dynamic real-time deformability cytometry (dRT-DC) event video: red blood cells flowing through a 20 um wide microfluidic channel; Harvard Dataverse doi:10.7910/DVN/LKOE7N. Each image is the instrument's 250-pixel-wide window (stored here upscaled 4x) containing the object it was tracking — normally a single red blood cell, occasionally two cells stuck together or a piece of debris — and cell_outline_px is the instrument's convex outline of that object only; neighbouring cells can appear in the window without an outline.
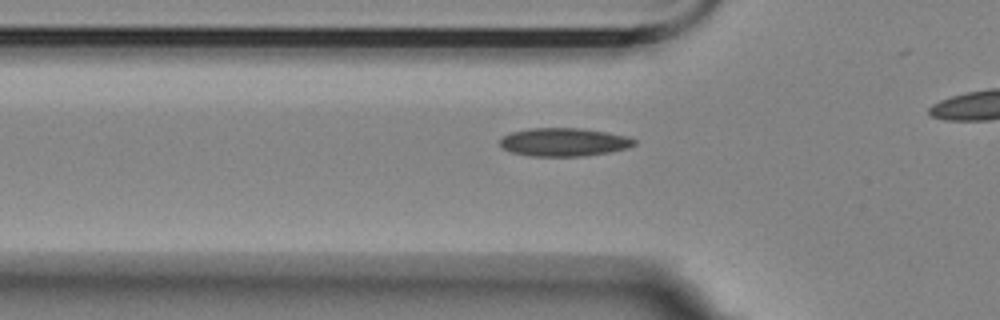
{"species": "Egyptian fruit bat (a non-hibernating species)", "species_latin": "Rousettus aegyptiacus", "temperature_condition": "room temperature", "stored_images_in_passage": 32, "camera_frame_rate_fps": 3000, "um_per_image_px": 0.085, "animal": {"sex": "female"}, "frame": {"image": 1, "passage_image": 4, "time_ms": 1.0, "image_size_px": [1000, 320], "cell_outline_px": [[636, 144], [628, 148], [608, 152], [580, 156], [528, 156], [512, 152], [500, 148], [500, 140], [504, 136], [512, 132], [528, 128], [580, 128], [628, 136], [636, 140]], "centroid_in_image_um": [47.91, 12.08], "position_along_channel_um": 77.9, "area_um2": 22.08}}
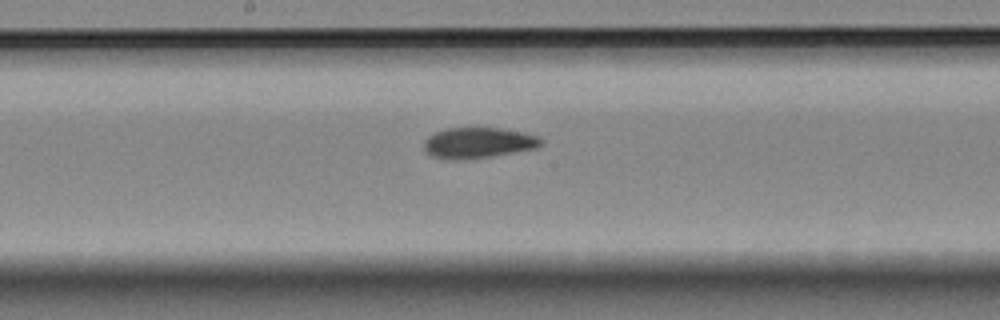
{"frame": {"image": 2, "passage_image": 15, "time_ms": 4.667, "image_size_px": [1000, 320], "cell_outline_px": [[544, 144], [536, 148], [492, 156], [456, 160], [448, 160], [432, 156], [424, 148], [424, 140], [428, 136], [444, 128], [500, 128], [540, 136], [544, 140]], "centroid_in_image_um": [40.66, 12.14], "position_along_channel_um": 207.5, "area_um2": 20.98}}
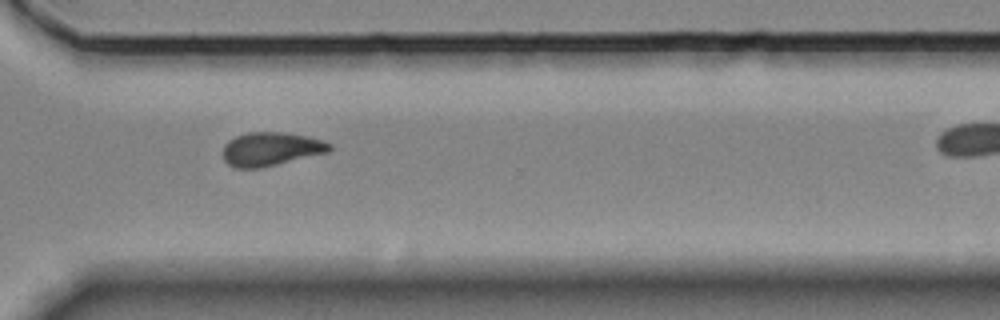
{"frame": {"image": 3, "passage_image": 27, "time_ms": 8.667, "image_size_px": [1000, 320], "cell_outline_px": [[332, 148], [328, 152], [260, 168], [236, 168], [228, 164], [224, 160], [224, 144], [228, 140], [236, 136], [248, 132], [288, 132], [308, 136], [324, 140], [332, 144]], "centroid_in_image_um": [23.04, 12.65], "position_along_channel_um": 347.6, "area_um2": 20.98}}